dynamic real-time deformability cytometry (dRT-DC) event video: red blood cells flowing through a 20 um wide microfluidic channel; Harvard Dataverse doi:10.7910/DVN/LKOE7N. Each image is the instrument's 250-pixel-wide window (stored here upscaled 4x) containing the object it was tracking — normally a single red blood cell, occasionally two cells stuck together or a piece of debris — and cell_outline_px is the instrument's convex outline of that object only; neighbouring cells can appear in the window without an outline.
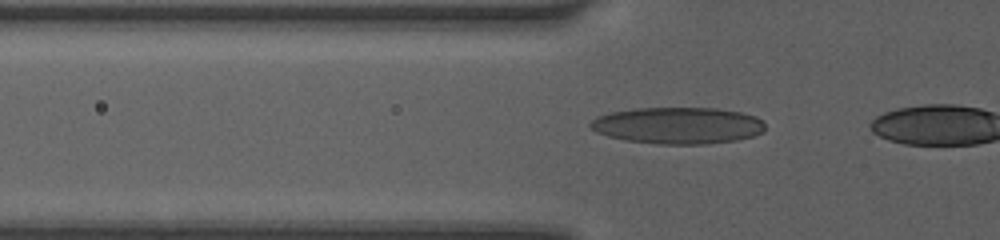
{"species": "human", "species_latin": "Homo sapiens", "temperature_condition": "room temperature", "stored_images_in_passage": 20, "camera_frame_rate_fps": 3000, "um_per_image_px": 0.085, "donor": {"sex": "female"}, "frame": {"image": 1, "passage_image": 17, "time_ms": 4.333, "image_size_px": [1000, 240], "cell_outline_px": [[764, 132], [752, 136], [736, 140], [704, 144], [656, 144], [628, 140], [608, 136], [596, 132], [588, 124], [596, 116], [608, 112], [636, 108], [716, 108], [740, 112], [756, 116], [764, 120]], "centroid_in_image_um": [57.62, 10.66], "position_along_channel_um": 68.2, "area_um2": 37.45}}